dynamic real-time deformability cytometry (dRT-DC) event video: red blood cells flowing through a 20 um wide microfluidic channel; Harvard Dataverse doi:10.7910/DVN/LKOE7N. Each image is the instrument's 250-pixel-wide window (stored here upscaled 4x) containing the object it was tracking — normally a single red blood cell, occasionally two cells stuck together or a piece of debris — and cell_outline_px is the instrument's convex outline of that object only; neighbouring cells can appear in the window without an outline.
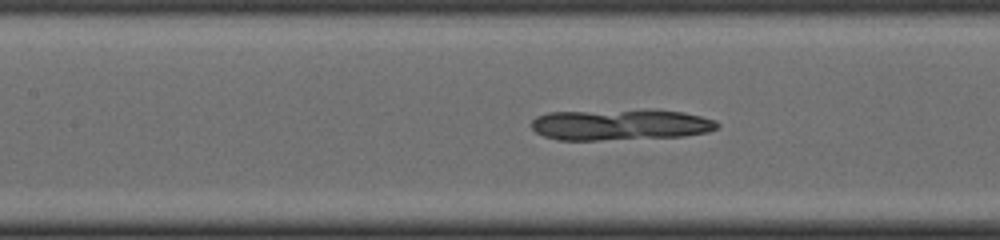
{"species": "common noctule bat (a hibernating species)", "species_latin": "Nyctalus noctula", "temperature_condition": "cold", "stored_images_in_passage": 45, "camera_frame_rate_fps": 3000, "um_per_image_px": 0.085, "animal": {"sex": "male", "body_mass_g": 19.0, "forearm_length_mm": 50.8}, "frame": {"image": 1, "passage_image": 21, "time_ms": 6.667, "image_size_px": [1000, 240], "cell_outline_px": [[720, 124], [716, 128], [708, 132], [684, 136], [600, 140], [560, 140], [544, 136], [536, 132], [532, 128], [532, 120], [536, 116], [548, 112], [684, 112], [716, 120]], "centroid_in_image_um": [52.7, 10.64], "position_along_channel_um": 154.7, "area_um2": 32.37}}
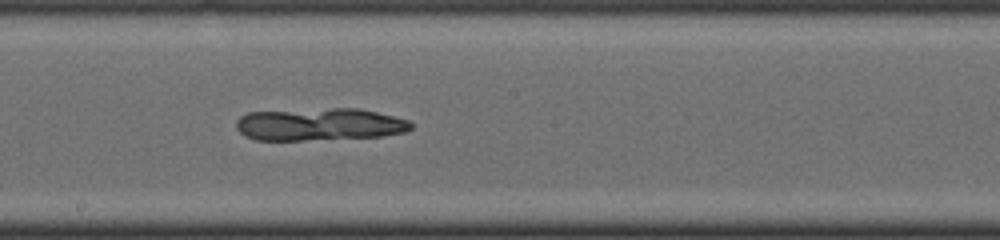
{"frame": {"image": 2, "passage_image": 26, "time_ms": 8.333, "image_size_px": [1000, 240], "cell_outline_px": [[412, 128], [404, 132], [384, 136], [304, 140], [256, 140], [244, 136], [236, 128], [236, 120], [240, 116], [248, 112], [332, 108], [360, 108], [408, 120], [412, 124]], "centroid_in_image_um": [27.12, 10.57], "position_along_channel_um": 221.1, "area_um2": 33.12}}
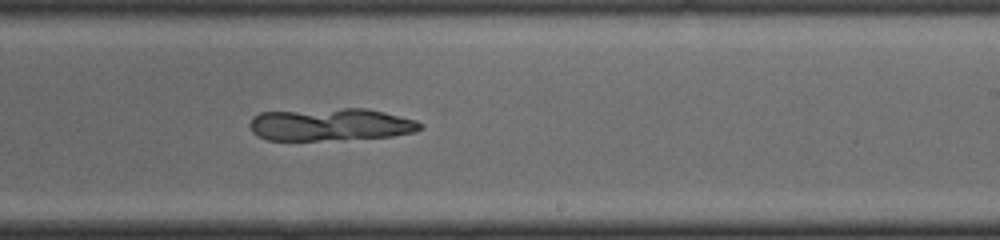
{"frame": {"image": 3, "passage_image": 29, "time_ms": 9.333, "image_size_px": [1000, 240], "cell_outline_px": [[424, 128], [412, 132], [392, 136], [344, 140], [268, 140], [256, 136], [252, 132], [248, 124], [252, 116], [260, 112], [344, 108], [368, 108], [416, 120], [424, 124]], "centroid_in_image_um": [28.08, 10.59], "position_along_channel_um": 260.9, "area_um2": 32.77}}